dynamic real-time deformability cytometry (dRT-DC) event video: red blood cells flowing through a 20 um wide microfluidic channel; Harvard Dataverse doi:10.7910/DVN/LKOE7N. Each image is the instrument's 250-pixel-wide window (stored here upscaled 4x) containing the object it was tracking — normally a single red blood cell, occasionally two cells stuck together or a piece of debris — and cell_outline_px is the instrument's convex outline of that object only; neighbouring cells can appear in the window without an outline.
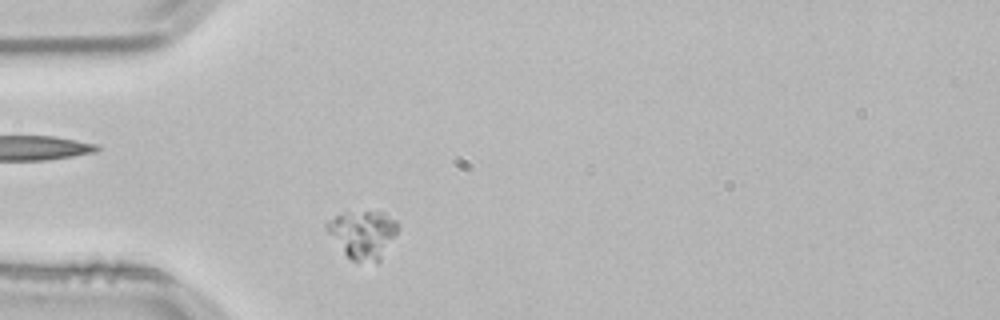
{"species": "common noctule bat (a hibernating species)", "species_latin": "Nyctalus noctula", "temperature_condition": "room temperature", "stored_images_in_passage": 41, "camera_frame_rate_fps": 3000, "um_per_image_px": 0.085, "animal": {"sex": "male", "body_mass_g": 21.5, "forearm_length_mm": 52.0}, "frame": {"image": 1, "passage_image": 2, "time_ms": 0.333, "image_size_px": [1000, 320], "cell_outline_px": [[400, 228], [396, 236], [380, 260], [376, 264], [352, 260], [344, 252], [328, 232], [324, 224], [324, 220], [336, 216], [364, 212], [384, 212], [396, 220], [400, 224]], "centroid_in_image_um": [30.9, 19.94], "position_along_channel_um": 54.1, "area_um2": 19.77}}
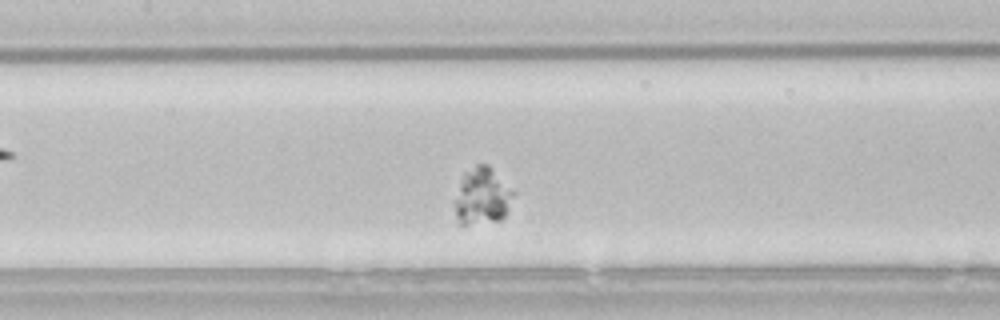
{"frame": {"image": 2, "passage_image": 12, "time_ms": 3.667, "image_size_px": [1000, 320], "cell_outline_px": [[512, 196], [508, 208], [504, 216], [500, 220], [468, 224], [460, 224], [456, 216], [452, 204], [464, 172], [476, 164], [488, 164], [512, 192]], "centroid_in_image_um": [40.9, 16.68], "position_along_channel_um": 166.5, "area_um2": 19.02}}
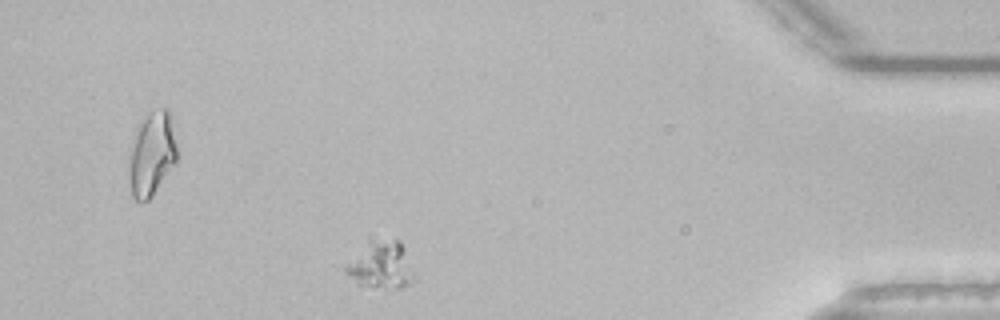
{"frame": {"image": 3, "passage_image": 35, "time_ms": 11.333, "image_size_px": [1000, 320], "cell_outline_px": [[412, 276], [408, 284], [400, 288], [384, 288], [356, 284], [344, 272], [344, 264], [368, 236], [400, 240], [404, 248], [412, 272]], "centroid_in_image_um": [32.26, 22.44], "position_along_channel_um": 402.9, "area_um2": 19.42}}